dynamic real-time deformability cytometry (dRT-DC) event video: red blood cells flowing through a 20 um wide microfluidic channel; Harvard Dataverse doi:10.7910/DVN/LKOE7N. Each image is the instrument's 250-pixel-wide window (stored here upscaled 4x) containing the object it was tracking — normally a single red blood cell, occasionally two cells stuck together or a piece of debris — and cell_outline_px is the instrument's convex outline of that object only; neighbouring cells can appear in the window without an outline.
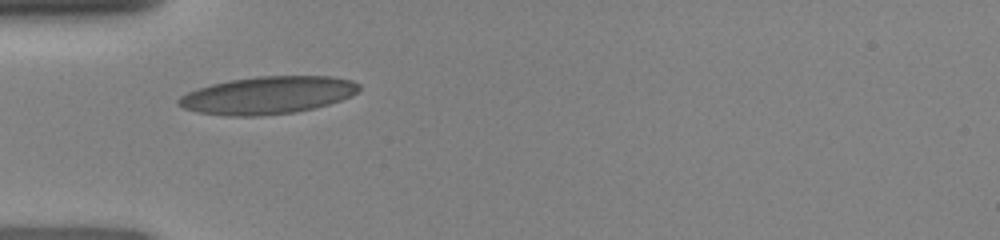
{"species": "human", "species_latin": "Homo sapiens", "temperature_condition": "room temperature", "stored_images_in_passage": 28, "camera_frame_rate_fps": 3000, "um_per_image_px": 0.085, "donor": {"sex": "female"}, "frame": {"image": 1, "passage_image": 1, "time_ms": 0.0, "image_size_px": [1000, 240], "cell_outline_px": [[360, 88], [352, 96], [328, 104], [312, 108], [292, 112], [260, 116], [224, 116], [196, 112], [184, 108], [176, 104], [176, 100], [180, 96], [188, 92], [212, 84], [232, 80], [256, 76], [332, 76], [352, 80], [360, 84]], "centroid_in_image_um": [22.74, 8.09], "position_along_channel_um": 62.3, "area_um2": 39.42}}
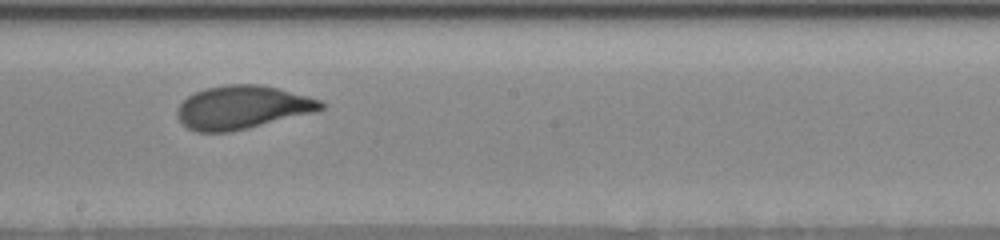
{"frame": {"image": 2, "passage_image": 13, "time_ms": 4.0, "image_size_px": [1000, 240], "cell_outline_px": [[324, 108], [316, 112], [232, 132], [196, 132], [188, 128], [176, 116], [176, 108], [188, 96], [204, 88], [224, 84], [260, 84], [308, 96], [320, 100], [324, 104]], "centroid_in_image_um": [20.58, 9.13], "position_along_channel_um": 227.6, "area_um2": 36.41}}
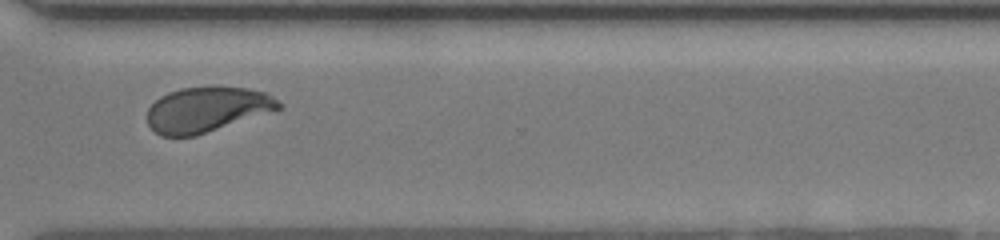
{"frame": {"image": 3, "passage_image": 22, "time_ms": 7.0, "image_size_px": [1000, 240], "cell_outline_px": [[284, 104], [280, 108], [196, 136], [160, 136], [148, 124], [148, 108], [160, 96], [168, 92], [180, 88], [212, 84], [216, 84], [248, 88], [264, 92], [272, 96]], "centroid_in_image_um": [17.57, 9.26], "position_along_channel_um": 353.0, "area_um2": 34.97}}